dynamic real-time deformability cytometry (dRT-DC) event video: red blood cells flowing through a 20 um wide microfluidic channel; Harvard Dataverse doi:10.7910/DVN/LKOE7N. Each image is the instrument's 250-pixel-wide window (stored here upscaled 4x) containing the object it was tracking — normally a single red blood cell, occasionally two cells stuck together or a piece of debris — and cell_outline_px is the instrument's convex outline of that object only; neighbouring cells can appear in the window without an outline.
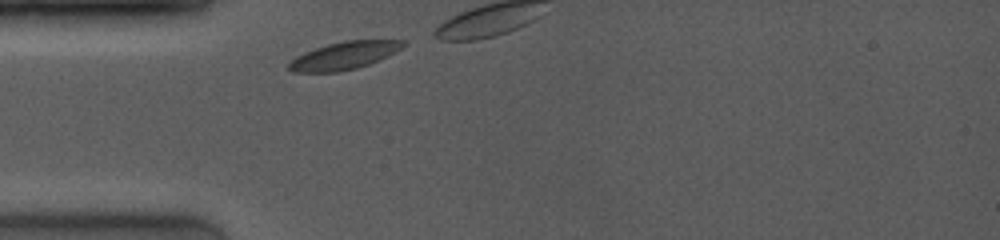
{"species": "common noctule bat (a hibernating species)", "species_latin": "Nyctalus noctula", "temperature_condition": "room temperature", "stored_images_in_passage": 7, "camera_frame_rate_fps": 4000, "um_per_image_px": 0.085, "animal": {"sex": "female", "body_mass_g": 19.0, "forearm_length_mm": 53.3}, "frame": {"image": 1, "passage_image": 1, "time_ms": 0.0, "image_size_px": [1000, 240], "cell_outline_px": [[408, 44], [396, 52], [368, 64], [356, 68], [340, 72], [292, 72], [288, 68], [288, 64], [296, 56], [304, 52], [328, 44], [344, 40], [404, 40]], "centroid_in_image_um": [29.26, 4.72], "position_along_channel_um": 55.7, "area_um2": 18.38}}